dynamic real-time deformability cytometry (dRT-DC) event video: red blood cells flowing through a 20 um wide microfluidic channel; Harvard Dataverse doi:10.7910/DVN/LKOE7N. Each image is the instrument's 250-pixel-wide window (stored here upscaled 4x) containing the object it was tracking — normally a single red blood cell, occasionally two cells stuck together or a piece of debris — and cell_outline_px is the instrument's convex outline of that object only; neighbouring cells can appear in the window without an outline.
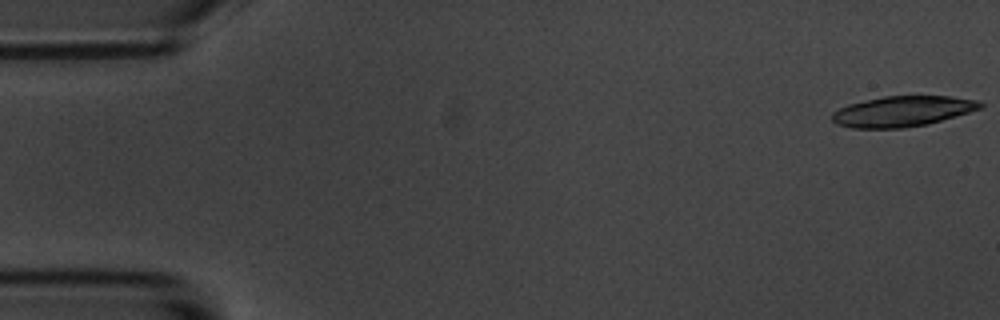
{"species": "common noctule bat (a hibernating species)", "species_latin": "Nyctalus noctula", "temperature_condition": "room temperature", "stored_images_in_passage": 5, "camera_frame_rate_fps": 3000, "um_per_image_px": 0.085, "animal": {"sex": "male", "body_mass_g": 20.1, "forearm_length_mm": 53.5}, "frame": {"image": 1, "passage_image": 1, "time_ms": 0.0, "image_size_px": [1000, 320], "cell_outline_px": [[984, 108], [928, 124], [904, 128], [852, 128], [836, 124], [832, 120], [832, 112], [848, 104], [884, 96], [952, 96], [976, 100], [984, 104]], "centroid_in_image_um": [76.73, 9.46], "position_along_channel_um": 8.3, "area_um2": 26.41}}